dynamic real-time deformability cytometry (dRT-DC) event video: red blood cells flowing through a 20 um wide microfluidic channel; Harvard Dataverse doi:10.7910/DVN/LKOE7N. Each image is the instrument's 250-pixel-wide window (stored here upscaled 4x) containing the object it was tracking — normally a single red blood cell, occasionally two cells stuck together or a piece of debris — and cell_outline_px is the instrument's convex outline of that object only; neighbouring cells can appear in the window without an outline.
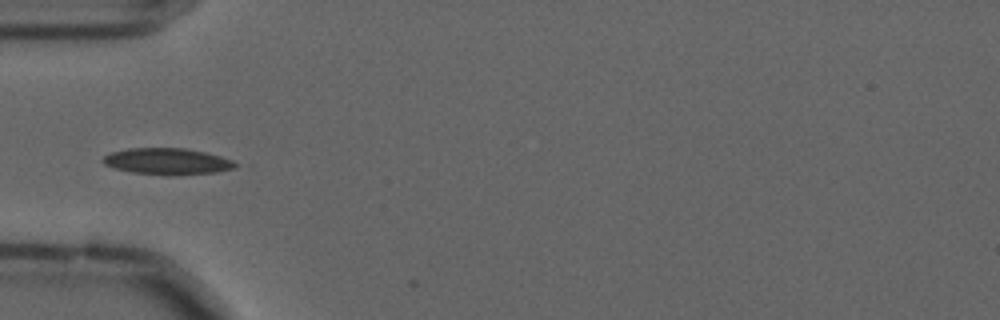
{"species": "common noctule bat (a hibernating species)", "species_latin": "Nyctalus noctula", "temperature_condition": "cold", "stored_images_in_passage": 3, "camera_frame_rate_fps": 3000, "um_per_image_px": 0.085, "animal": {"sex": "male", "forearm_length_mm": 52.5}, "frame": {"image": 1, "passage_image": 1, "time_ms": 0.0, "image_size_px": [1000, 320], "cell_outline_px": [[240, 164], [236, 168], [216, 172], [176, 176], [168, 176], [132, 172], [116, 168], [104, 164], [100, 160], [104, 156], [112, 152], [128, 148], [184, 148], [204, 152], [220, 156], [232, 160]], "centroid_in_image_um": [14.25, 13.73], "position_along_channel_um": 70.8, "area_um2": 20.58}}